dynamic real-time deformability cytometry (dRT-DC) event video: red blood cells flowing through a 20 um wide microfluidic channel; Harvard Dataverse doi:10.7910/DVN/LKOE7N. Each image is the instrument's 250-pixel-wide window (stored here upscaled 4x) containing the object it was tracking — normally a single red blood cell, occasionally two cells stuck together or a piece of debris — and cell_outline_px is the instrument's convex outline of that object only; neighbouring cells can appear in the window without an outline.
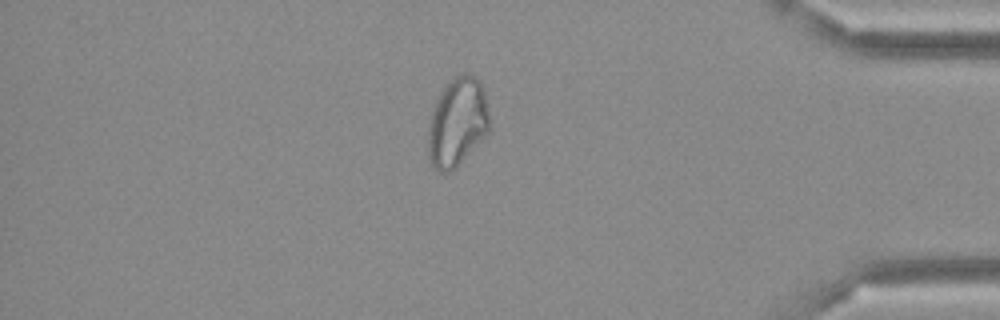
{"species": "Egyptian fruit bat (a non-hibernating species)", "species_latin": "Rousettus aegyptiacus", "temperature_condition": "cold", "stored_images_in_passage": 49, "camera_frame_rate_fps": 3000, "um_per_image_px": 0.085, "frame": {"image": 1, "passage_image": 42, "time_ms": 13.667, "image_size_px": [1000, 320], "cell_outline_px": [[492, 124], [488, 132], [456, 168], [452, 172], [436, 172], [432, 168], [428, 156], [428, 120], [432, 108], [440, 92], [456, 76], [464, 72], [476, 76], [480, 80], [484, 92]], "centroid_in_image_um": [38.87, 10.41], "position_along_channel_um": 396.3, "area_um2": 32.31}}